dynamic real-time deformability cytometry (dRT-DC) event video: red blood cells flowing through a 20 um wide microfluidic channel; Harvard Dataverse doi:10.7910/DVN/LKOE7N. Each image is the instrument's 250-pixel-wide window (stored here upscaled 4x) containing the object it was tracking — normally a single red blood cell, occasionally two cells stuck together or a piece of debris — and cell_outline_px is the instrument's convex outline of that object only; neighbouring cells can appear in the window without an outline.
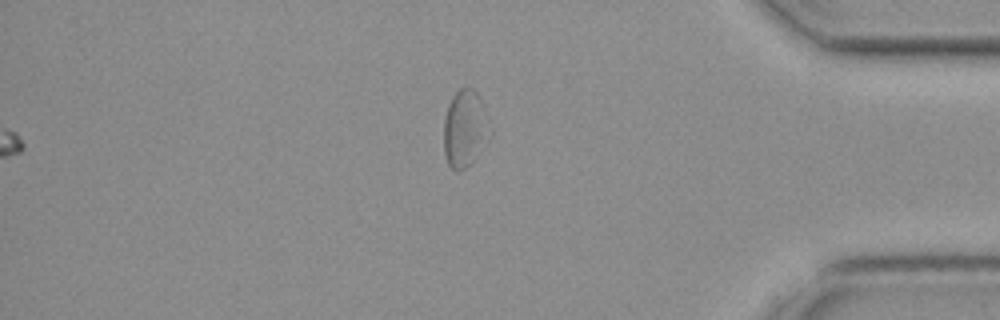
{"species": "common noctule bat (a hibernating species)", "species_latin": "Nyctalus noctula", "temperature_condition": "cold", "stored_images_in_passage": 43, "segment_of_instrument_passage": [2, 2], "camera_frame_rate_fps": 3000, "um_per_image_px": 0.085, "animal": {"sex": "female", "body_mass_g": 19.3, "forearm_length_mm": 54.1}, "frame": {"image": 1, "passage_image": 43, "time_ms": 14.0, "image_size_px": [1000, 320], "cell_outline_px": [[484, 136], [472, 160], [460, 172], [456, 172], [448, 164], [444, 152], [444, 120], [448, 104], [452, 96], [460, 88], [472, 88], [476, 92], [480, 100]], "centroid_in_image_um": [39.34, 10.92], "position_along_channel_um": 395.9, "area_um2": 18.61}}